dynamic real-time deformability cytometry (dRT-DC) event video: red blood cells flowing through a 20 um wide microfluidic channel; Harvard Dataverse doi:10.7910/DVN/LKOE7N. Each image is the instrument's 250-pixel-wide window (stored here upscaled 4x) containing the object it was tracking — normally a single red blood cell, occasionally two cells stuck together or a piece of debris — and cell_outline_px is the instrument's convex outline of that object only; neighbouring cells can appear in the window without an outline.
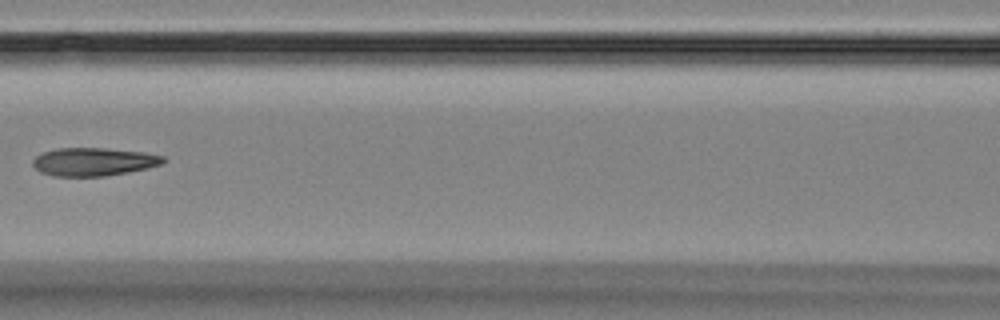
{"species": "Egyptian fruit bat (a non-hibernating species)", "species_latin": "Rousettus aegyptiacus", "temperature_condition": "room temperature", "stored_images_in_passage": 3, "camera_frame_rate_fps": 3000, "um_per_image_px": 0.085, "animal": {"sex": "female"}, "frame": {"image": 1, "passage_image": 3, "time_ms": 3.0, "image_size_px": [1000, 320], "cell_outline_px": [[168, 160], [160, 164], [148, 168], [128, 172], [104, 176], [52, 176], [40, 172], [32, 164], [32, 160], [36, 156], [44, 152], [56, 148], [104, 148], [144, 152], [164, 156]], "centroid_in_image_um": [7.96, 13.75], "position_along_channel_um": 158.6, "area_um2": 21.44}}